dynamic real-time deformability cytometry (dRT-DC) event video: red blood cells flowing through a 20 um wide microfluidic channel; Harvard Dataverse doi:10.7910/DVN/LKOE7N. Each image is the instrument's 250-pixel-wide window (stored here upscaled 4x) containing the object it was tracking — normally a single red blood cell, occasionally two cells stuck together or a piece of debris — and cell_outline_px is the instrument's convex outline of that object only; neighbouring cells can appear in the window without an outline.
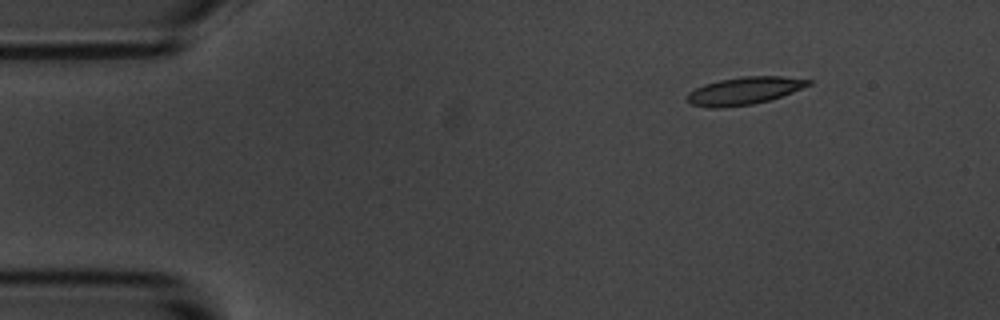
{"species": "common noctule bat (a hibernating species)", "species_latin": "Nyctalus noctula", "temperature_condition": "room temperature", "stored_images_in_passage": 11, "camera_frame_rate_fps": 3000, "um_per_image_px": 0.085, "animal": {"sex": "male", "body_mass_g": 20.1, "forearm_length_mm": 53.5}, "frame": {"image": 1, "passage_image": 2, "time_ms": 2.0, "image_size_px": [1000, 320], "cell_outline_px": [[812, 84], [792, 92], [768, 100], [752, 104], [720, 108], [708, 108], [692, 104], [688, 100], [688, 92], [704, 84], [720, 80], [744, 76], [780, 76], [812, 80]], "centroid_in_image_um": [63.26, 7.71], "position_along_channel_um": 21.7, "area_um2": 19.25}}
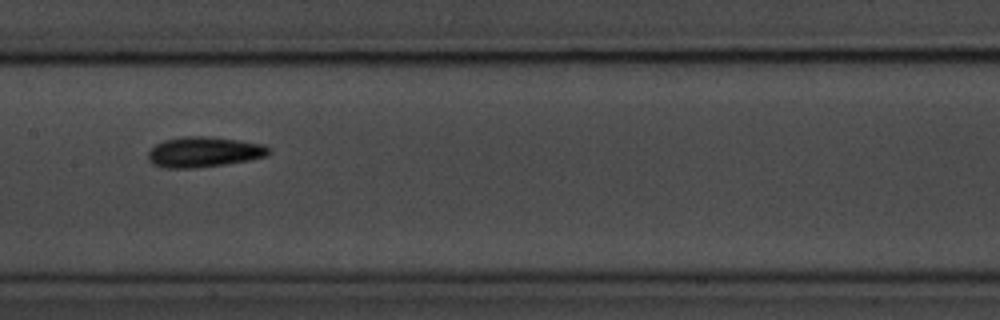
{"frame": {"image": 2, "passage_image": 8, "time_ms": 9.0, "image_size_px": [1000, 320], "cell_outline_px": [[272, 152], [268, 156], [248, 160], [224, 164], [192, 168], [164, 168], [152, 164], [148, 160], [148, 152], [156, 144], [164, 140], [184, 136], [204, 136], [240, 140], [264, 144]], "centroid_in_image_um": [17.33, 12.92], "position_along_channel_um": 190.1, "area_um2": 21.39}}
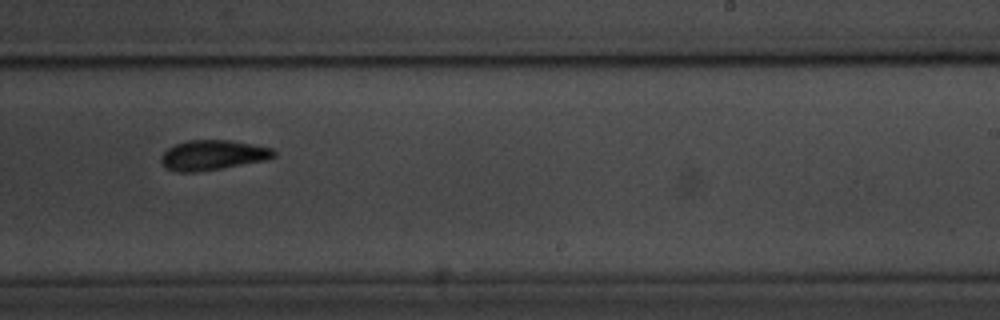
{"frame": {"image": 3, "passage_image": 10, "time_ms": 11.333, "image_size_px": [1000, 320], "cell_outline_px": [[276, 156], [264, 160], [220, 168], [196, 172], [176, 172], [164, 168], [160, 160], [160, 156], [168, 148], [176, 144], [188, 140], [232, 140], [272, 148], [276, 152]], "centroid_in_image_um": [18.04, 13.18], "position_along_channel_um": 271.0, "area_um2": 19.65}}